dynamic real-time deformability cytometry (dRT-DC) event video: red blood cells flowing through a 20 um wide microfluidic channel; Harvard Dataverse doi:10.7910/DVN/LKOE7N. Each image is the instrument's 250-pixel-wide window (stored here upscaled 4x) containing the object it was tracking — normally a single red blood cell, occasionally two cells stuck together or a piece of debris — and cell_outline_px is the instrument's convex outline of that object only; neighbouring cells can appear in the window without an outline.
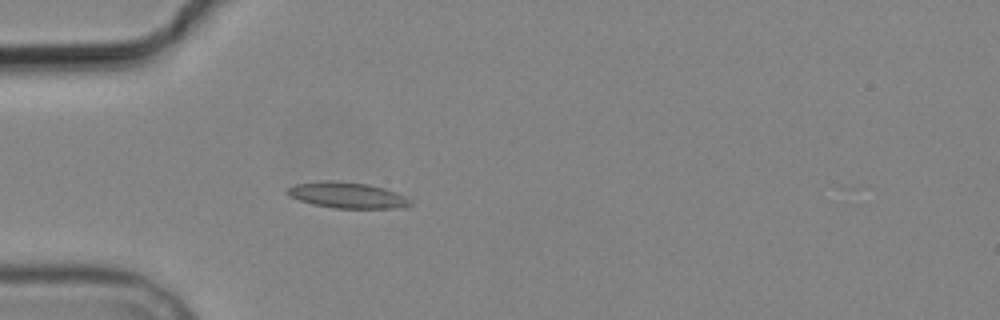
{"species": "common noctule bat (a hibernating species)", "species_latin": "Nyctalus noctula", "temperature_condition": "cold", "stored_images_in_passage": 4, "camera_frame_rate_fps": 3000, "um_per_image_px": 0.085, "animal": {"sex": "male", "body_mass_g": 19.2, "forearm_length_mm": 51.8}, "frame": {"image": 1, "passage_image": 4, "time_ms": 3.333, "image_size_px": [1000, 320], "cell_outline_px": [[412, 204], [396, 208], [336, 208], [312, 204], [288, 196], [284, 192], [288, 188], [296, 184], [324, 180], [336, 180], [368, 184], [384, 188], [396, 192], [404, 196]], "centroid_in_image_um": [29.45, 16.58], "position_along_channel_um": 55.5, "area_um2": 18.5}}